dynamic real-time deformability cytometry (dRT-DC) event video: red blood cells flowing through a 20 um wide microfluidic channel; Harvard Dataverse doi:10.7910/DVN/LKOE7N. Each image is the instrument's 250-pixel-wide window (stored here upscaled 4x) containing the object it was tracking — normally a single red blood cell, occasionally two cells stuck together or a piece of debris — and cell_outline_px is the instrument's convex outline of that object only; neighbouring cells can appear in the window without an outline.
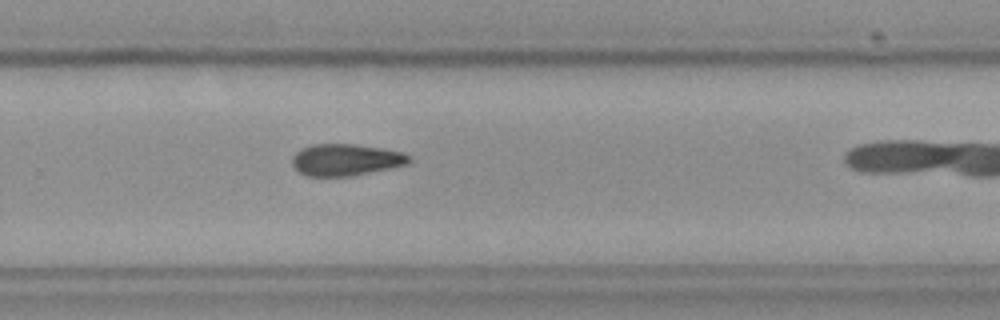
{"species": "Egyptian fruit bat (a non-hibernating species)", "species_latin": "Rousettus aegyptiacus", "temperature_condition": "cold", "stored_images_in_passage": 29, "camera_frame_rate_fps": 3000, "um_per_image_px": 0.085, "frame": {"image": 1, "passage_image": 21, "time_ms": 6.667, "image_size_px": [1000, 320], "cell_outline_px": [[412, 160], [408, 164], [392, 168], [352, 176], [308, 176], [300, 172], [292, 164], [292, 156], [300, 148], [312, 144], [356, 144], [380, 148], [400, 152], [408, 156]], "centroid_in_image_um": [29.38, 13.58], "position_along_channel_um": 300.4, "area_um2": 21.62}}